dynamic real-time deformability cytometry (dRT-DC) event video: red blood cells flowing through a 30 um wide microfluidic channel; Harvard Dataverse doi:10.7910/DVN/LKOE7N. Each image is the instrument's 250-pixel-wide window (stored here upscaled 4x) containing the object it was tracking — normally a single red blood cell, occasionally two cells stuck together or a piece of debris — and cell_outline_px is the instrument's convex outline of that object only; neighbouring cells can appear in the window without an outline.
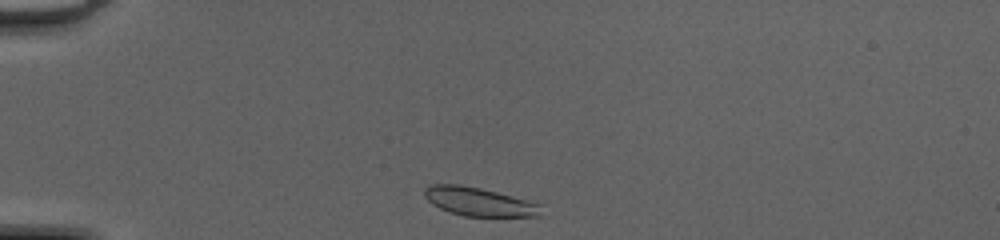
{"species": "common noctule bat (a hibernating species)", "species_latin": "Nyctalus noctula", "temperature_condition": "cold", "stored_images_in_passage": 31, "camera_frame_rate_fps": 3000, "um_per_image_px": 0.085, "animal": {"sex": "female", "body_mass_g": 20.0, "forearm_length_mm": 54.0}, "frame": {"image": 1, "passage_image": 1, "time_ms": 0.0, "image_size_px": [1000, 240], "cell_outline_px": [[540, 216], [464, 216], [448, 212], [432, 204], [424, 196], [424, 188], [428, 184], [460, 184], [480, 188], [512, 196], [540, 204]], "centroid_in_image_um": [40.64, 17.13], "position_along_channel_um": 44.4, "area_um2": 19.31}}
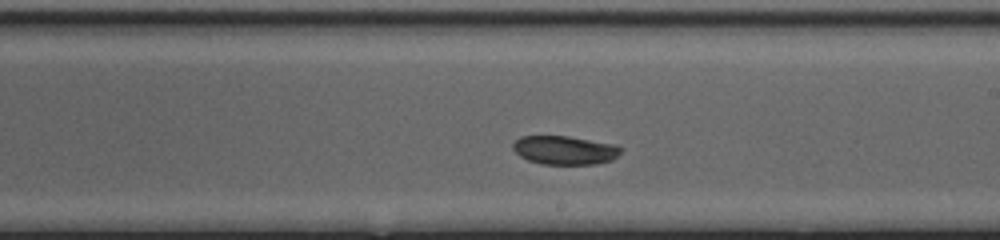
{"frame": {"image": 2, "passage_image": 18, "time_ms": 5.667, "image_size_px": [1000, 240], "cell_outline_px": [[620, 152], [612, 160], [596, 164], [540, 164], [528, 160], [520, 156], [512, 148], [512, 144], [520, 136], [568, 136], [616, 144], [620, 148]], "centroid_in_image_um": [47.98, 12.76], "position_along_channel_um": 241.0, "area_um2": 18.03}}
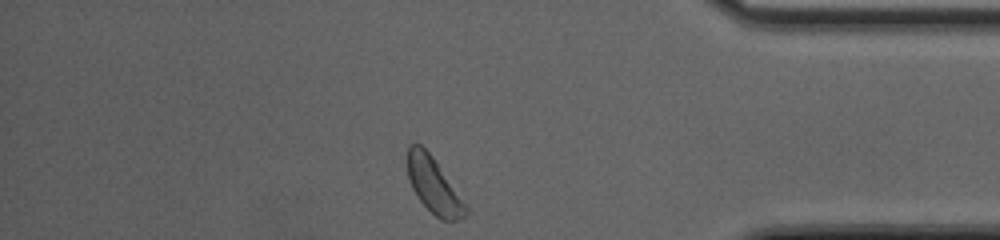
{"frame": {"image": 3, "passage_image": 31, "time_ms": 10.0, "image_size_px": [1000, 240], "cell_outline_px": [[468, 212], [464, 216], [456, 220], [440, 220], [420, 200], [412, 188], [408, 180], [404, 160], [408, 148], [412, 144], [420, 144], [432, 156], [468, 204]], "centroid_in_image_um": [36.85, 15.73], "position_along_channel_um": 398.4, "area_um2": 19.19}, "authors_computed_cell_mechanics": {"area_um2": 18.6116, "velocity_mm_per_s": 4.1475, "shape_relaxation_time_tau1_ms": 1.9412, "shape_relaxation_time_tau2_ms": null, "deformation_change_tau1": 0.0891, "deformation_change_tau2": null}}